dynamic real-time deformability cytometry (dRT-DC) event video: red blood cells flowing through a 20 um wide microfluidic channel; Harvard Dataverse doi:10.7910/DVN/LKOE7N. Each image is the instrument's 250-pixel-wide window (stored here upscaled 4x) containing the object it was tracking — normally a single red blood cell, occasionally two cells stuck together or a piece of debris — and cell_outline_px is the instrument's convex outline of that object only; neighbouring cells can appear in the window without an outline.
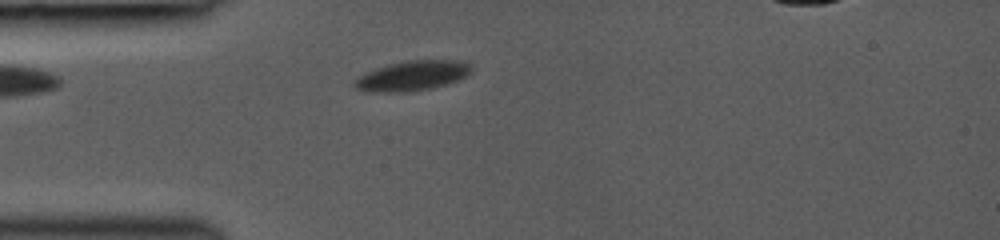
{"species": "common noctule bat (a hibernating species)", "species_latin": "Nyctalus noctula", "temperature_condition": "room temperature", "stored_images_in_passage": 5, "camera_frame_rate_fps": 3000, "um_per_image_px": 0.085, "animal": {"sex": "female", "body_mass_g": 19.0, "forearm_length_mm": 53.3}, "frame": {"image": 1, "passage_image": 4, "time_ms": 1.667, "image_size_px": [1000, 240], "cell_outline_px": [[472, 72], [468, 76], [432, 88], [408, 92], [364, 92], [356, 88], [352, 84], [352, 80], [364, 72], [388, 64], [408, 60], [456, 60], [468, 64], [472, 68]], "centroid_in_image_um": [34.97, 6.45], "position_along_channel_um": 50.0, "area_um2": 20.58}}